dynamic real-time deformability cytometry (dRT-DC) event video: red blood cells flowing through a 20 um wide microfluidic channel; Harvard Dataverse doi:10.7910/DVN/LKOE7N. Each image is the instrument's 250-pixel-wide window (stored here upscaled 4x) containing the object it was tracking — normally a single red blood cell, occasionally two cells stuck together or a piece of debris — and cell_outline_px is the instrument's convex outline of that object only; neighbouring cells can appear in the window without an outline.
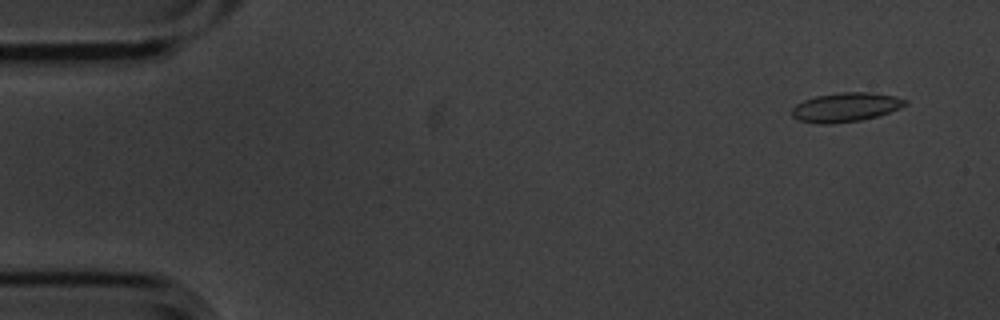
{"species": "common noctule bat (a hibernating species)", "species_latin": "Nyctalus noctula", "temperature_condition": "cold", "stored_images_in_passage": 10, "camera_frame_rate_fps": 3000, "um_per_image_px": 0.085, "animal": {"sex": "male", "body_mass_g": 20.1, "forearm_length_mm": 53.5}, "frame": {"image": 1, "passage_image": 1, "time_ms": 0.0, "image_size_px": [1000, 320], "cell_outline_px": [[908, 104], [900, 108], [876, 116], [860, 120], [828, 124], [820, 124], [800, 120], [792, 116], [792, 108], [796, 104], [804, 100], [816, 96], [840, 92], [872, 92], [896, 96], [908, 100]], "centroid_in_image_um": [71.9, 9.1], "position_along_channel_um": 13.1, "area_um2": 19.19}}
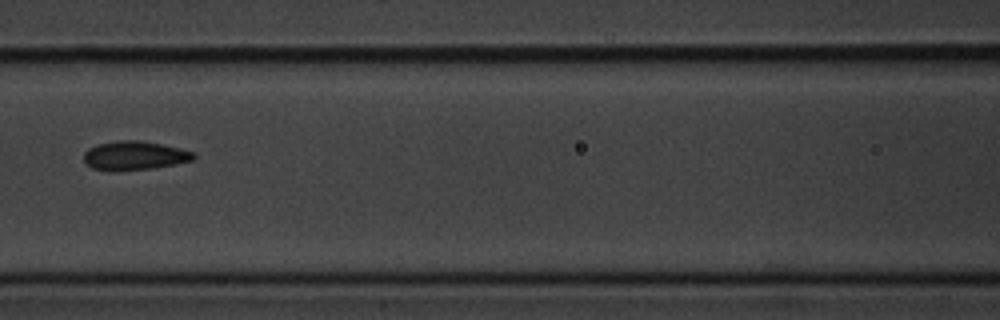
{"frame": {"image": 2, "passage_image": 7, "time_ms": 2.0, "image_size_px": [1000, 320], "cell_outline_px": [[196, 156], [192, 160], [176, 164], [152, 168], [92, 168], [84, 160], [84, 152], [88, 148], [96, 144], [116, 140], [136, 140], [164, 144], [196, 152]], "centroid_in_image_um": [11.49, 13.17], "position_along_channel_um": 155.1, "area_um2": 17.92}}
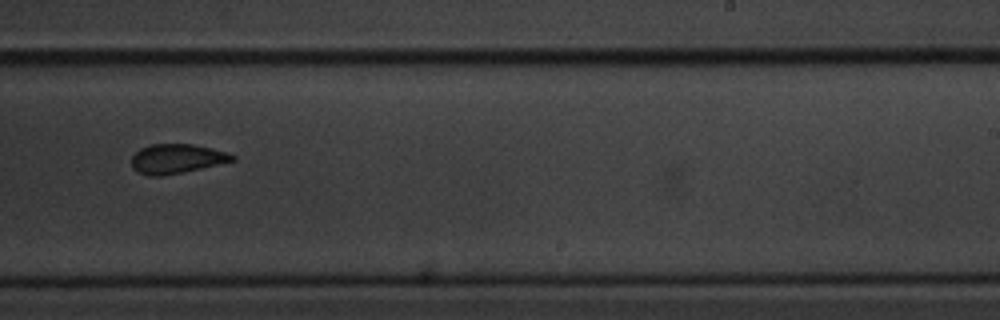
{"frame": {"image": 3, "passage_image": 10, "time_ms": 3.0, "image_size_px": [1000, 320], "cell_outline_px": [[236, 160], [200, 168], [160, 176], [148, 176], [136, 172], [132, 168], [132, 156], [140, 148], [152, 144], [192, 144], [212, 148], [228, 152], [236, 156]], "centroid_in_image_um": [15.0, 13.49], "position_along_channel_um": 274.0, "area_um2": 17.22}}